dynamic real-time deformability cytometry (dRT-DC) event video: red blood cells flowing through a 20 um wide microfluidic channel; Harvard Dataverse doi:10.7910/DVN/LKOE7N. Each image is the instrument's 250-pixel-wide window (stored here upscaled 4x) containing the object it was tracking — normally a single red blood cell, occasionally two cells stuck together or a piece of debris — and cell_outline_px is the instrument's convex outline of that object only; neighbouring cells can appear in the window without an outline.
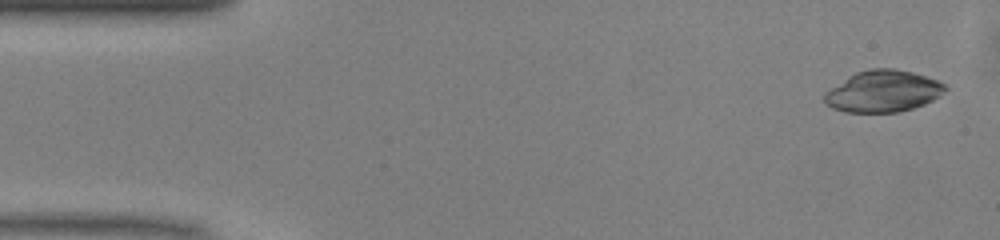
{"species": "common noctule bat (a hibernating species)", "species_latin": "Nyctalus noctula", "temperature_condition": "warm", "stored_images_in_passage": 48, "camera_frame_rate_fps": 3000, "um_per_image_px": 0.085, "animal": {"sex": "male", "body_mass_g": 13.0, "forearm_length_mm": 53.1}, "frame": {"image": 1, "passage_image": 1, "time_ms": 0.0, "image_size_px": [1000, 240], "cell_outline_px": [[948, 88], [940, 96], [924, 104], [912, 108], [896, 112], [844, 112], [832, 108], [824, 104], [824, 92], [848, 76], [856, 72], [868, 68], [892, 68], [912, 72], [936, 80], [944, 84]], "centroid_in_image_um": [75.02, 7.75], "position_along_channel_um": 10.0, "area_um2": 29.3}}
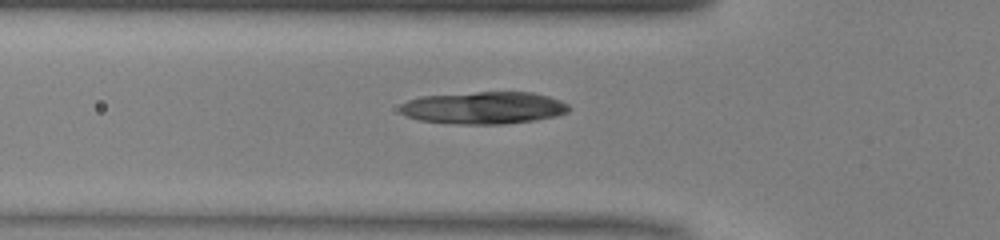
{"frame": {"image": 2, "passage_image": 15, "time_ms": 4.667, "image_size_px": [1000, 240], "cell_outline_px": [[572, 108], [568, 112], [556, 116], [536, 120], [504, 124], [456, 124], [420, 120], [408, 116], [400, 112], [400, 104], [408, 100], [420, 96], [476, 92], [532, 92], [548, 96], [560, 100], [568, 104]], "centroid_in_image_um": [41.14, 9.16], "position_along_channel_um": 84.7, "area_um2": 31.91}}
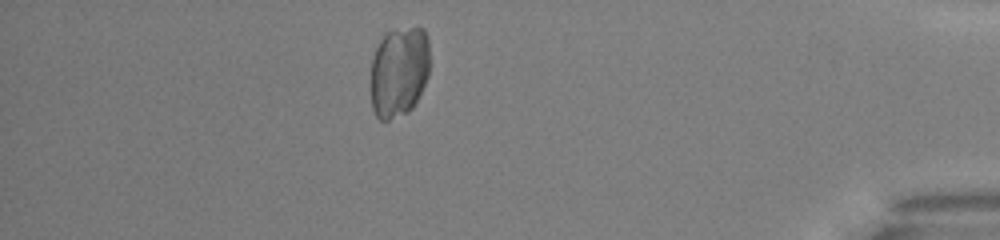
{"frame": {"image": 3, "passage_image": 42, "time_ms": 13.667, "image_size_px": [1000, 240], "cell_outline_px": [[428, 76], [412, 108], [408, 112], [388, 120], [380, 120], [376, 116], [372, 108], [368, 84], [372, 56], [384, 32], [408, 28], [424, 28], [428, 36]], "centroid_in_image_um": [33.85, 6.1], "position_along_channel_um": 401.3, "area_um2": 31.73}}